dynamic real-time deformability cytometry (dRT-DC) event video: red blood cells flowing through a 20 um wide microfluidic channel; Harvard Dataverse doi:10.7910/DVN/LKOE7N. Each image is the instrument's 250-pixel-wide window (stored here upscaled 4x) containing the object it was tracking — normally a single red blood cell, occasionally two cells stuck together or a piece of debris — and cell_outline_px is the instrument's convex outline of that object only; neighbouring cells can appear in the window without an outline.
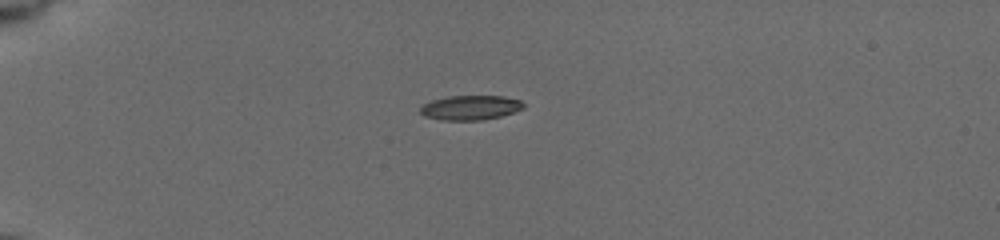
{"species": "common noctule bat (a hibernating species)", "species_latin": "Nyctalus noctula", "temperature_condition": "cold", "stored_images_in_passage": 41, "camera_frame_rate_fps": 3000, "um_per_image_px": 0.085, "animal": {"sex": "female", "body_mass_g": 19.5, "forearm_length_mm": 54.1}, "frame": {"image": 1, "passage_image": 1, "time_ms": 0.0, "image_size_px": [1000, 240], "cell_outline_px": [[524, 108], [500, 116], [480, 120], [444, 120], [424, 116], [420, 112], [420, 108], [424, 104], [432, 100], [448, 96], [504, 96], [520, 100], [524, 104]], "centroid_in_image_um": [39.98, 9.14], "position_along_channel_um": 45.0, "area_um2": 14.62}}
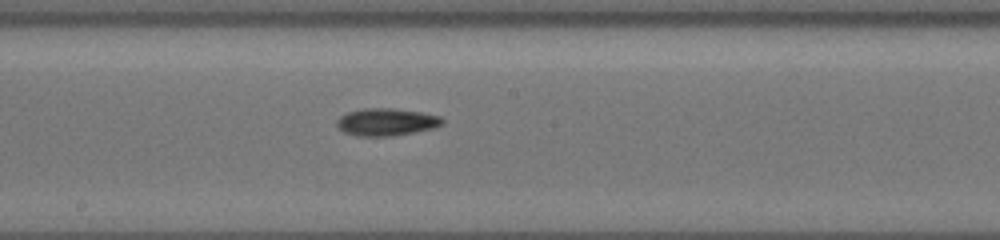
{"frame": {"image": 2, "passage_image": 18, "time_ms": 5.667, "image_size_px": [1000, 240], "cell_outline_px": [[444, 120], [440, 124], [432, 128], [412, 132], [388, 136], [360, 136], [344, 132], [336, 124], [336, 120], [340, 116], [348, 112], [364, 108], [392, 108], [420, 112], [440, 116]], "centroid_in_image_um": [32.8, 10.36], "position_along_channel_um": 215.4, "area_um2": 16.53}}
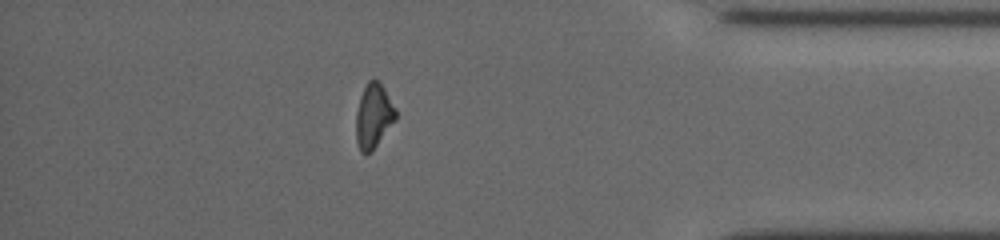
{"frame": {"image": 3, "passage_image": 35, "time_ms": 11.333, "image_size_px": [1000, 240], "cell_outline_px": [[396, 120], [376, 144], [368, 152], [360, 152], [356, 140], [356, 112], [360, 96], [368, 80], [380, 80], [396, 108]], "centroid_in_image_um": [31.75, 9.8], "position_along_channel_um": 403.4, "area_um2": 14.74}, "authors_computed_cell_mechanics": {"area_um2": 15.3748, "velocity_mm_per_s": 3.7738, "shape_relaxation_time_tau1_ms": 2.6058, "shape_relaxation_time_tau2_ms": 5.2001, "deformation_change_tau1": 0.1443, "deformation_change_tau2": 0.1081}}